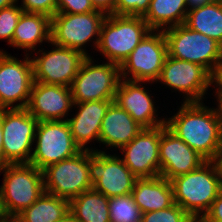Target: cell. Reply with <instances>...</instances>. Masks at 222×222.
<instances>
[{
	"label": "cell",
	"mask_w": 222,
	"mask_h": 222,
	"mask_svg": "<svg viewBox=\"0 0 222 222\" xmlns=\"http://www.w3.org/2000/svg\"><path fill=\"white\" fill-rule=\"evenodd\" d=\"M166 127L206 161H212L222 148V131L214 108L202 102H184L166 121Z\"/></svg>",
	"instance_id": "6da1fadb"
},
{
	"label": "cell",
	"mask_w": 222,
	"mask_h": 222,
	"mask_svg": "<svg viewBox=\"0 0 222 222\" xmlns=\"http://www.w3.org/2000/svg\"><path fill=\"white\" fill-rule=\"evenodd\" d=\"M170 182L174 203L192 218H203L222 190L221 179L212 161H206L198 169L176 176Z\"/></svg>",
	"instance_id": "7a4b0ae2"
},
{
	"label": "cell",
	"mask_w": 222,
	"mask_h": 222,
	"mask_svg": "<svg viewBox=\"0 0 222 222\" xmlns=\"http://www.w3.org/2000/svg\"><path fill=\"white\" fill-rule=\"evenodd\" d=\"M150 30L143 17L108 14L101 27L97 51L108 62L120 66Z\"/></svg>",
	"instance_id": "3957f363"
},
{
	"label": "cell",
	"mask_w": 222,
	"mask_h": 222,
	"mask_svg": "<svg viewBox=\"0 0 222 222\" xmlns=\"http://www.w3.org/2000/svg\"><path fill=\"white\" fill-rule=\"evenodd\" d=\"M1 171L4 179L0 188L7 219L15 218L45 192L43 172L30 163L7 164Z\"/></svg>",
	"instance_id": "277c9868"
},
{
	"label": "cell",
	"mask_w": 222,
	"mask_h": 222,
	"mask_svg": "<svg viewBox=\"0 0 222 222\" xmlns=\"http://www.w3.org/2000/svg\"><path fill=\"white\" fill-rule=\"evenodd\" d=\"M168 56L204 67L211 75L222 63V46L211 37L184 24L163 30Z\"/></svg>",
	"instance_id": "5b68a950"
},
{
	"label": "cell",
	"mask_w": 222,
	"mask_h": 222,
	"mask_svg": "<svg viewBox=\"0 0 222 222\" xmlns=\"http://www.w3.org/2000/svg\"><path fill=\"white\" fill-rule=\"evenodd\" d=\"M43 172L45 192L71 200L92 189L89 174V150L48 165Z\"/></svg>",
	"instance_id": "8992f818"
},
{
	"label": "cell",
	"mask_w": 222,
	"mask_h": 222,
	"mask_svg": "<svg viewBox=\"0 0 222 222\" xmlns=\"http://www.w3.org/2000/svg\"><path fill=\"white\" fill-rule=\"evenodd\" d=\"M167 56V41L163 30H150L119 66L120 78L154 83L160 78ZM130 74L131 78L128 77Z\"/></svg>",
	"instance_id": "52a82bcc"
},
{
	"label": "cell",
	"mask_w": 222,
	"mask_h": 222,
	"mask_svg": "<svg viewBox=\"0 0 222 222\" xmlns=\"http://www.w3.org/2000/svg\"><path fill=\"white\" fill-rule=\"evenodd\" d=\"M92 63V58L87 56L70 86L73 103L115 100L120 81L119 65L112 62L99 65Z\"/></svg>",
	"instance_id": "ba28073f"
},
{
	"label": "cell",
	"mask_w": 222,
	"mask_h": 222,
	"mask_svg": "<svg viewBox=\"0 0 222 222\" xmlns=\"http://www.w3.org/2000/svg\"><path fill=\"white\" fill-rule=\"evenodd\" d=\"M107 14L97 10L81 14L56 13L51 18V42L53 44L81 51L86 56L88 53L83 46L91 41L97 48L101 27Z\"/></svg>",
	"instance_id": "9c48e42d"
},
{
	"label": "cell",
	"mask_w": 222,
	"mask_h": 222,
	"mask_svg": "<svg viewBox=\"0 0 222 222\" xmlns=\"http://www.w3.org/2000/svg\"><path fill=\"white\" fill-rule=\"evenodd\" d=\"M34 139L36 147L29 163L40 170L81 151L73 140L67 120L39 121Z\"/></svg>",
	"instance_id": "30bf717a"
},
{
	"label": "cell",
	"mask_w": 222,
	"mask_h": 222,
	"mask_svg": "<svg viewBox=\"0 0 222 222\" xmlns=\"http://www.w3.org/2000/svg\"><path fill=\"white\" fill-rule=\"evenodd\" d=\"M38 120L23 109H2L4 166L29 163Z\"/></svg>",
	"instance_id": "8fae6325"
},
{
	"label": "cell",
	"mask_w": 222,
	"mask_h": 222,
	"mask_svg": "<svg viewBox=\"0 0 222 222\" xmlns=\"http://www.w3.org/2000/svg\"><path fill=\"white\" fill-rule=\"evenodd\" d=\"M89 174L92 188L106 197L131 194L138 179L119 156L101 150H89Z\"/></svg>",
	"instance_id": "7c38bea8"
},
{
	"label": "cell",
	"mask_w": 222,
	"mask_h": 222,
	"mask_svg": "<svg viewBox=\"0 0 222 222\" xmlns=\"http://www.w3.org/2000/svg\"><path fill=\"white\" fill-rule=\"evenodd\" d=\"M33 82L32 61L28 53L21 62L0 50V110L26 108ZM17 101L20 103L13 106Z\"/></svg>",
	"instance_id": "4fadbf2b"
},
{
	"label": "cell",
	"mask_w": 222,
	"mask_h": 222,
	"mask_svg": "<svg viewBox=\"0 0 222 222\" xmlns=\"http://www.w3.org/2000/svg\"><path fill=\"white\" fill-rule=\"evenodd\" d=\"M50 43L55 49L48 53L39 50L42 56L31 59L33 79L44 84L70 87L87 56L79 50Z\"/></svg>",
	"instance_id": "5bb4252c"
},
{
	"label": "cell",
	"mask_w": 222,
	"mask_h": 222,
	"mask_svg": "<svg viewBox=\"0 0 222 222\" xmlns=\"http://www.w3.org/2000/svg\"><path fill=\"white\" fill-rule=\"evenodd\" d=\"M212 75L201 65L167 56L157 81L185 93L184 102H202Z\"/></svg>",
	"instance_id": "9a60e30c"
},
{
	"label": "cell",
	"mask_w": 222,
	"mask_h": 222,
	"mask_svg": "<svg viewBox=\"0 0 222 222\" xmlns=\"http://www.w3.org/2000/svg\"><path fill=\"white\" fill-rule=\"evenodd\" d=\"M160 136L161 126L144 128L130 143L121 147L123 163L138 179L160 176Z\"/></svg>",
	"instance_id": "2e32d148"
},
{
	"label": "cell",
	"mask_w": 222,
	"mask_h": 222,
	"mask_svg": "<svg viewBox=\"0 0 222 222\" xmlns=\"http://www.w3.org/2000/svg\"><path fill=\"white\" fill-rule=\"evenodd\" d=\"M160 176L171 180L176 176L198 169L206 160L166 125L161 126L159 145Z\"/></svg>",
	"instance_id": "e0dca14e"
},
{
	"label": "cell",
	"mask_w": 222,
	"mask_h": 222,
	"mask_svg": "<svg viewBox=\"0 0 222 222\" xmlns=\"http://www.w3.org/2000/svg\"><path fill=\"white\" fill-rule=\"evenodd\" d=\"M73 104L70 87L34 81L26 109L38 121L67 120Z\"/></svg>",
	"instance_id": "ac0fdd59"
},
{
	"label": "cell",
	"mask_w": 222,
	"mask_h": 222,
	"mask_svg": "<svg viewBox=\"0 0 222 222\" xmlns=\"http://www.w3.org/2000/svg\"><path fill=\"white\" fill-rule=\"evenodd\" d=\"M140 84V81L120 78L114 101L144 128L166 125V119L156 118L158 115L155 114L157 110L152 96Z\"/></svg>",
	"instance_id": "d6986e66"
},
{
	"label": "cell",
	"mask_w": 222,
	"mask_h": 222,
	"mask_svg": "<svg viewBox=\"0 0 222 222\" xmlns=\"http://www.w3.org/2000/svg\"><path fill=\"white\" fill-rule=\"evenodd\" d=\"M114 100H97L83 103H74L78 112L71 119L67 118L74 142L81 150H90L85 145L100 138L102 120L109 105ZM85 147V148H84Z\"/></svg>",
	"instance_id": "ffe728a7"
},
{
	"label": "cell",
	"mask_w": 222,
	"mask_h": 222,
	"mask_svg": "<svg viewBox=\"0 0 222 222\" xmlns=\"http://www.w3.org/2000/svg\"><path fill=\"white\" fill-rule=\"evenodd\" d=\"M131 115L113 101L102 120L99 142L112 148L130 143L142 130Z\"/></svg>",
	"instance_id": "44dd1931"
},
{
	"label": "cell",
	"mask_w": 222,
	"mask_h": 222,
	"mask_svg": "<svg viewBox=\"0 0 222 222\" xmlns=\"http://www.w3.org/2000/svg\"><path fill=\"white\" fill-rule=\"evenodd\" d=\"M131 195L142 213L166 209L174 204L171 182L162 176L137 179Z\"/></svg>",
	"instance_id": "7402d4cb"
},
{
	"label": "cell",
	"mask_w": 222,
	"mask_h": 222,
	"mask_svg": "<svg viewBox=\"0 0 222 222\" xmlns=\"http://www.w3.org/2000/svg\"><path fill=\"white\" fill-rule=\"evenodd\" d=\"M51 42V18L40 13L23 12L15 28L12 43L16 48L35 51L37 44Z\"/></svg>",
	"instance_id": "603a6c76"
},
{
	"label": "cell",
	"mask_w": 222,
	"mask_h": 222,
	"mask_svg": "<svg viewBox=\"0 0 222 222\" xmlns=\"http://www.w3.org/2000/svg\"><path fill=\"white\" fill-rule=\"evenodd\" d=\"M69 212L78 222H110L109 198L92 188L69 201Z\"/></svg>",
	"instance_id": "cb8c5ba5"
},
{
	"label": "cell",
	"mask_w": 222,
	"mask_h": 222,
	"mask_svg": "<svg viewBox=\"0 0 222 222\" xmlns=\"http://www.w3.org/2000/svg\"><path fill=\"white\" fill-rule=\"evenodd\" d=\"M187 12L186 0H150L143 18L151 30H165L184 24Z\"/></svg>",
	"instance_id": "d4e9b609"
},
{
	"label": "cell",
	"mask_w": 222,
	"mask_h": 222,
	"mask_svg": "<svg viewBox=\"0 0 222 222\" xmlns=\"http://www.w3.org/2000/svg\"><path fill=\"white\" fill-rule=\"evenodd\" d=\"M184 25L211 37L222 46V0L189 10Z\"/></svg>",
	"instance_id": "484cf974"
},
{
	"label": "cell",
	"mask_w": 222,
	"mask_h": 222,
	"mask_svg": "<svg viewBox=\"0 0 222 222\" xmlns=\"http://www.w3.org/2000/svg\"><path fill=\"white\" fill-rule=\"evenodd\" d=\"M69 212V200L44 192L14 219L17 222H57Z\"/></svg>",
	"instance_id": "4316f807"
},
{
	"label": "cell",
	"mask_w": 222,
	"mask_h": 222,
	"mask_svg": "<svg viewBox=\"0 0 222 222\" xmlns=\"http://www.w3.org/2000/svg\"><path fill=\"white\" fill-rule=\"evenodd\" d=\"M110 222H141L142 212L131 194L109 198Z\"/></svg>",
	"instance_id": "83f0119b"
},
{
	"label": "cell",
	"mask_w": 222,
	"mask_h": 222,
	"mask_svg": "<svg viewBox=\"0 0 222 222\" xmlns=\"http://www.w3.org/2000/svg\"><path fill=\"white\" fill-rule=\"evenodd\" d=\"M192 217L178 204L158 210L142 213L141 222H189Z\"/></svg>",
	"instance_id": "f1b7e54d"
},
{
	"label": "cell",
	"mask_w": 222,
	"mask_h": 222,
	"mask_svg": "<svg viewBox=\"0 0 222 222\" xmlns=\"http://www.w3.org/2000/svg\"><path fill=\"white\" fill-rule=\"evenodd\" d=\"M22 13L21 6L18 7L15 3L0 10V39L8 40V44L12 43L13 34Z\"/></svg>",
	"instance_id": "f546056e"
},
{
	"label": "cell",
	"mask_w": 222,
	"mask_h": 222,
	"mask_svg": "<svg viewBox=\"0 0 222 222\" xmlns=\"http://www.w3.org/2000/svg\"><path fill=\"white\" fill-rule=\"evenodd\" d=\"M150 0H116L115 15L143 17L149 8Z\"/></svg>",
	"instance_id": "4dcf8cb0"
},
{
	"label": "cell",
	"mask_w": 222,
	"mask_h": 222,
	"mask_svg": "<svg viewBox=\"0 0 222 222\" xmlns=\"http://www.w3.org/2000/svg\"><path fill=\"white\" fill-rule=\"evenodd\" d=\"M23 12L40 13L52 18L57 13V0H22Z\"/></svg>",
	"instance_id": "1f68e13d"
},
{
	"label": "cell",
	"mask_w": 222,
	"mask_h": 222,
	"mask_svg": "<svg viewBox=\"0 0 222 222\" xmlns=\"http://www.w3.org/2000/svg\"><path fill=\"white\" fill-rule=\"evenodd\" d=\"M97 11L90 0H57V13L81 14Z\"/></svg>",
	"instance_id": "d6a6232c"
},
{
	"label": "cell",
	"mask_w": 222,
	"mask_h": 222,
	"mask_svg": "<svg viewBox=\"0 0 222 222\" xmlns=\"http://www.w3.org/2000/svg\"><path fill=\"white\" fill-rule=\"evenodd\" d=\"M206 222H222V190L212 202L208 212L203 216Z\"/></svg>",
	"instance_id": "836d02e7"
},
{
	"label": "cell",
	"mask_w": 222,
	"mask_h": 222,
	"mask_svg": "<svg viewBox=\"0 0 222 222\" xmlns=\"http://www.w3.org/2000/svg\"><path fill=\"white\" fill-rule=\"evenodd\" d=\"M96 10L104 13L115 14L116 0H90Z\"/></svg>",
	"instance_id": "e575fe53"
},
{
	"label": "cell",
	"mask_w": 222,
	"mask_h": 222,
	"mask_svg": "<svg viewBox=\"0 0 222 222\" xmlns=\"http://www.w3.org/2000/svg\"><path fill=\"white\" fill-rule=\"evenodd\" d=\"M211 83H214L215 85L217 84L216 87L219 86L218 89H216L217 91L215 93L217 95V98H222V63L219 64L213 72Z\"/></svg>",
	"instance_id": "d590c367"
},
{
	"label": "cell",
	"mask_w": 222,
	"mask_h": 222,
	"mask_svg": "<svg viewBox=\"0 0 222 222\" xmlns=\"http://www.w3.org/2000/svg\"><path fill=\"white\" fill-rule=\"evenodd\" d=\"M216 0H186V6L188 7V11L197 7H201L203 5L211 4Z\"/></svg>",
	"instance_id": "8d00e7d4"
},
{
	"label": "cell",
	"mask_w": 222,
	"mask_h": 222,
	"mask_svg": "<svg viewBox=\"0 0 222 222\" xmlns=\"http://www.w3.org/2000/svg\"><path fill=\"white\" fill-rule=\"evenodd\" d=\"M212 162L215 164V167L217 169V173L219 175V178L221 179L222 183V148L221 150L215 155Z\"/></svg>",
	"instance_id": "74e56055"
},
{
	"label": "cell",
	"mask_w": 222,
	"mask_h": 222,
	"mask_svg": "<svg viewBox=\"0 0 222 222\" xmlns=\"http://www.w3.org/2000/svg\"><path fill=\"white\" fill-rule=\"evenodd\" d=\"M3 131H2V109L0 110V168L4 166V151H3Z\"/></svg>",
	"instance_id": "f35d334b"
},
{
	"label": "cell",
	"mask_w": 222,
	"mask_h": 222,
	"mask_svg": "<svg viewBox=\"0 0 222 222\" xmlns=\"http://www.w3.org/2000/svg\"><path fill=\"white\" fill-rule=\"evenodd\" d=\"M7 219V211L5 209L3 195L0 188V221Z\"/></svg>",
	"instance_id": "ab89813d"
},
{
	"label": "cell",
	"mask_w": 222,
	"mask_h": 222,
	"mask_svg": "<svg viewBox=\"0 0 222 222\" xmlns=\"http://www.w3.org/2000/svg\"><path fill=\"white\" fill-rule=\"evenodd\" d=\"M217 102L219 105H218V108H216V112L219 118L220 127L222 131V98H218Z\"/></svg>",
	"instance_id": "60d3db41"
},
{
	"label": "cell",
	"mask_w": 222,
	"mask_h": 222,
	"mask_svg": "<svg viewBox=\"0 0 222 222\" xmlns=\"http://www.w3.org/2000/svg\"><path fill=\"white\" fill-rule=\"evenodd\" d=\"M17 0H0V10L12 6Z\"/></svg>",
	"instance_id": "b9f144b4"
},
{
	"label": "cell",
	"mask_w": 222,
	"mask_h": 222,
	"mask_svg": "<svg viewBox=\"0 0 222 222\" xmlns=\"http://www.w3.org/2000/svg\"><path fill=\"white\" fill-rule=\"evenodd\" d=\"M57 222H78V221L70 212H68L62 219H60Z\"/></svg>",
	"instance_id": "7bdbcfd3"
},
{
	"label": "cell",
	"mask_w": 222,
	"mask_h": 222,
	"mask_svg": "<svg viewBox=\"0 0 222 222\" xmlns=\"http://www.w3.org/2000/svg\"><path fill=\"white\" fill-rule=\"evenodd\" d=\"M189 222H206L203 218H192Z\"/></svg>",
	"instance_id": "ee69618b"
},
{
	"label": "cell",
	"mask_w": 222,
	"mask_h": 222,
	"mask_svg": "<svg viewBox=\"0 0 222 222\" xmlns=\"http://www.w3.org/2000/svg\"><path fill=\"white\" fill-rule=\"evenodd\" d=\"M0 222H17V221L14 218H10V219L2 220Z\"/></svg>",
	"instance_id": "f6af8a7d"
}]
</instances>
